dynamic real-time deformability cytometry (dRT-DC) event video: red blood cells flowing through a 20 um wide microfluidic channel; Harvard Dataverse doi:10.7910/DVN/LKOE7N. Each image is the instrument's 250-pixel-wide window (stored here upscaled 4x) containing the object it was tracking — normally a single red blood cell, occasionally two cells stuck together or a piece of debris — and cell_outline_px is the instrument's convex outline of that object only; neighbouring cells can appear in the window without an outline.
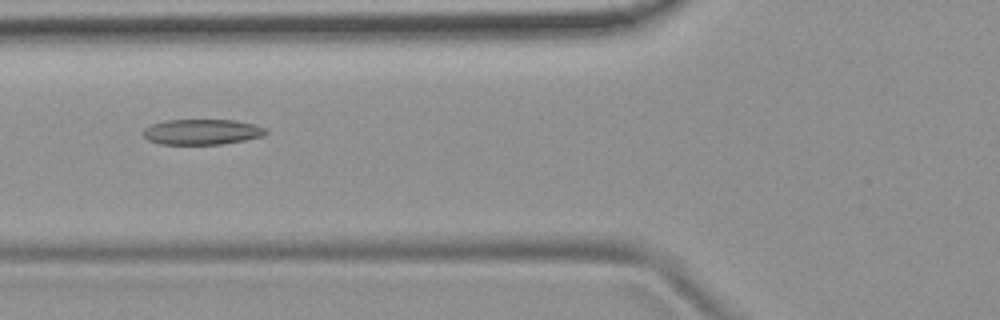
{"species": "common noctule bat (a hibernating species)", "species_latin": "Nyctalus noctula", "temperature_condition": "room temperature", "stored_images_in_passage": 45, "camera_frame_rate_fps": 3000, "um_per_image_px": 0.085, "animal": {"sex": "female", "body_mass_g": 19.9}, "frame": {"image": 1, "passage_image": 12, "time_ms": 3.667, "image_size_px": [1000, 320], "cell_outline_px": [[268, 132], [264, 136], [224, 144], [160, 144], [148, 140], [144, 136], [144, 128], [152, 124], [164, 120], [236, 120], [252, 124], [264, 128]], "centroid_in_image_um": [17.16, 11.21], "position_along_channel_um": 108.6, "area_um2": 18.15}}
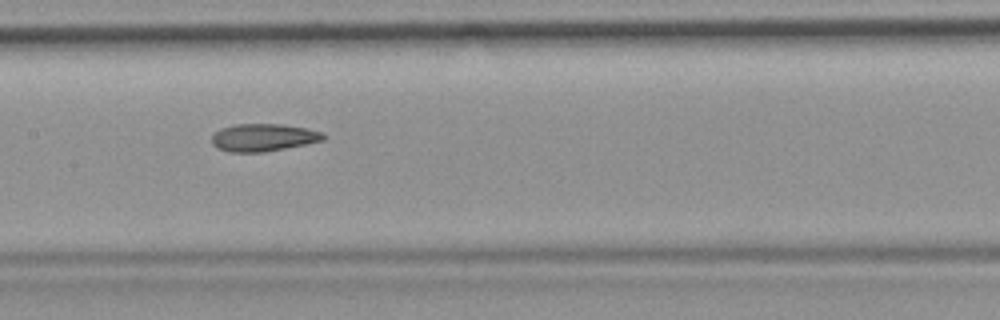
{"frame": {"image": 2, "passage_image": 18, "time_ms": 5.667, "image_size_px": [1000, 320], "cell_outline_px": [[328, 136], [324, 140], [264, 152], [228, 152], [216, 148], [212, 144], [212, 136], [220, 128], [232, 124], [280, 124], [304, 128], [324, 132]], "centroid_in_image_um": [22.36, 11.68], "position_along_channel_um": 185.0, "area_um2": 17.98}}
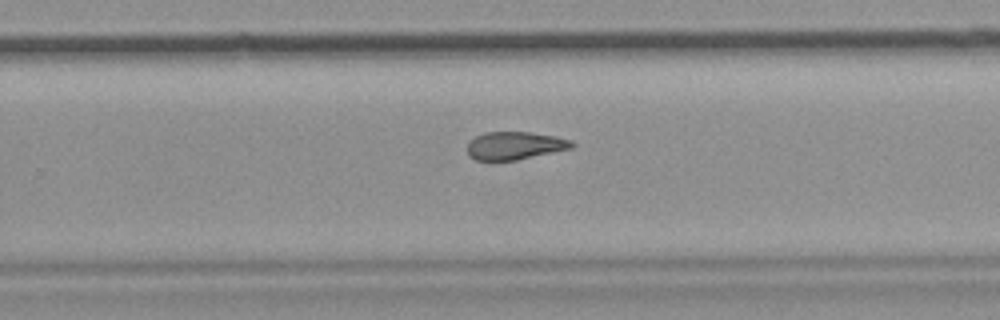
{"frame": {"image": 3, "passage_image": 26, "time_ms": 8.333, "image_size_px": [1000, 320], "cell_outline_px": [[576, 144], [572, 148], [516, 160], [476, 160], [468, 156], [468, 140], [484, 132], [528, 132], [556, 136], [572, 140]], "centroid_in_image_um": [43.75, 12.37], "position_along_channel_um": 286.0, "area_um2": 17.05}, "authors_computed_cell_mechanics": {"area_um2": 18.3804, "velocity_mm_per_s": 3.8233, "shape_relaxation_time_tau1_ms": null, "shape_relaxation_time_tau2_ms": 3.4269, "deformation_change_tau1": null, "deformation_change_tau2": 0.1182}}